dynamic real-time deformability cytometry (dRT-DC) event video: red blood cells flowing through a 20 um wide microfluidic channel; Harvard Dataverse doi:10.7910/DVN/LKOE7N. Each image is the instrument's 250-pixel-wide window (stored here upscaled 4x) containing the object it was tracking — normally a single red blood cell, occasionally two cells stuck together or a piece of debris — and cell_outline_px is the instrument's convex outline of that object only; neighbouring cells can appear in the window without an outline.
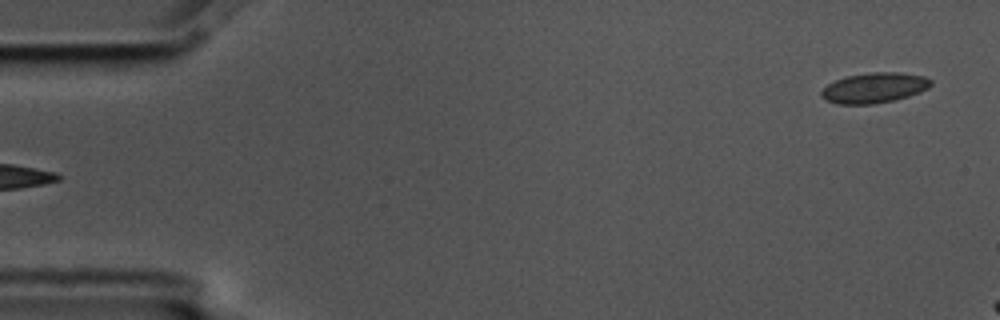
{"species": "common noctule bat (a hibernating species)", "species_latin": "Nyctalus noctula", "temperature_condition": "cold", "stored_images_in_passage": 3, "segment_of_instrument_passage": [2, 2], "camera_frame_rate_fps": 3000, "um_per_image_px": 0.085, "animal": {"sex": "male", "body_mass_g": 17.5, "forearm_length_mm": 52.3}, "frame": {"image": 1, "passage_image": 3, "time_ms": 0.667, "image_size_px": [1000, 320], "cell_outline_px": [[932, 84], [928, 88], [920, 92], [896, 100], [872, 104], [836, 104], [824, 100], [820, 96], [820, 92], [828, 84], [836, 80], [848, 76], [872, 72], [900, 72], [924, 76], [932, 80]], "centroid_in_image_um": [74.31, 7.47], "position_along_channel_um": 10.7, "area_um2": 19.42}}